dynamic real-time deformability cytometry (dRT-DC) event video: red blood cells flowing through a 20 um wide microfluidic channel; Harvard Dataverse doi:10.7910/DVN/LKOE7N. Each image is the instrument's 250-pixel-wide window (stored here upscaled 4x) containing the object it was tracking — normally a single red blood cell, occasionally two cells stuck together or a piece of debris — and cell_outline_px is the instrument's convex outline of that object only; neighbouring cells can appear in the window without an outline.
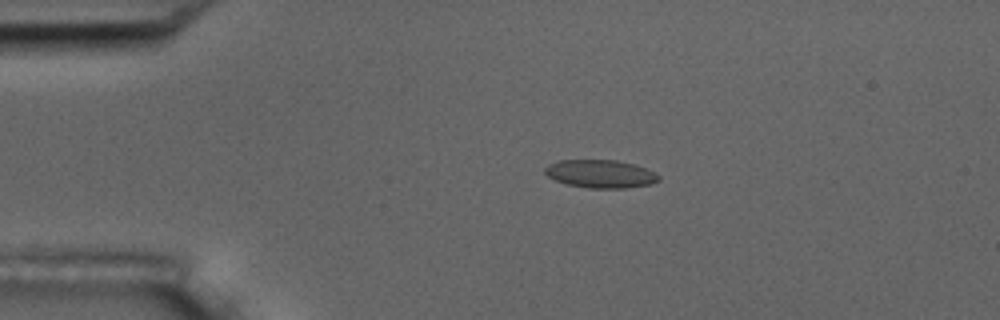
{"species": "common noctule bat (a hibernating species)", "species_latin": "Nyctalus noctula", "temperature_condition": "room temperature", "stored_images_in_passage": 56, "camera_frame_rate_fps": 3000, "um_per_image_px": 0.085, "animal": {"sex": "male", "body_mass_g": 17.5, "forearm_length_mm": 52.3}, "frame": {"image": 1, "passage_image": 12, "time_ms": 3.667, "image_size_px": [1000, 320], "cell_outline_px": [[660, 180], [652, 184], [628, 188], [588, 188], [568, 184], [556, 180], [548, 176], [544, 172], [544, 168], [548, 164], [556, 160], [616, 160], [636, 164], [648, 168], [656, 172], [660, 176]], "centroid_in_image_um": [51.09, 14.77], "position_along_channel_um": 33.9, "area_um2": 18.9}}
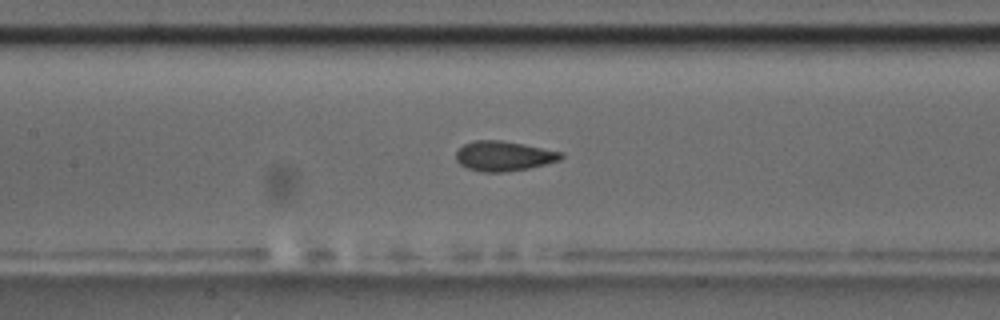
{"frame": {"image": 2, "passage_image": 26, "time_ms": 8.333, "image_size_px": [1000, 320], "cell_outline_px": [[564, 156], [560, 160], [528, 168], [504, 172], [480, 172], [468, 168], [460, 164], [456, 160], [456, 152], [464, 144], [476, 140], [500, 140], [524, 144], [560, 152]], "centroid_in_image_um": [42.79, 13.26], "position_along_channel_um": 164.6, "area_um2": 18.09}}
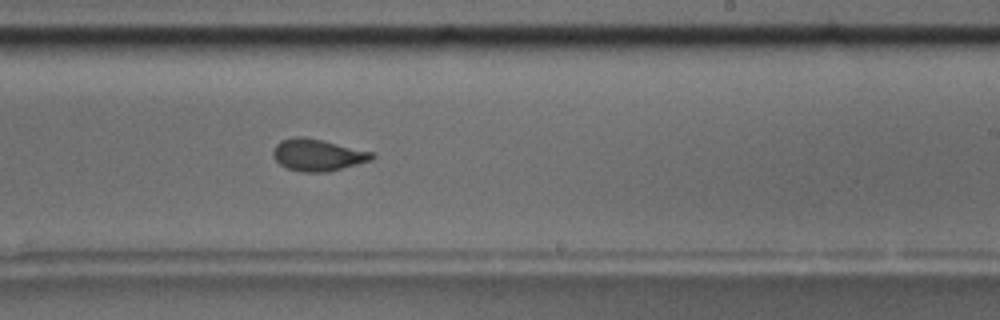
{"frame": {"image": 3, "passage_image": 34, "time_ms": 11.0, "image_size_px": [1000, 320], "cell_outline_px": [[376, 156], [372, 160], [328, 172], [300, 172], [288, 168], [280, 164], [272, 156], [272, 152], [276, 144], [280, 140], [292, 136], [304, 136], [372, 152]], "centroid_in_image_um": [26.97, 13.17], "position_along_channel_um": 262.0, "area_um2": 18.38}, "authors_computed_cell_mechanics": {"area_um2": 18.3515, "velocity_mm_per_s": 3.6764, "shape_relaxation_time_tau1_ms": 6.9763, "shape_relaxation_time_tau2_ms": 1.1412, "deformation_change_tau1": 0.1473, "deformation_change_tau2": 0.052}}